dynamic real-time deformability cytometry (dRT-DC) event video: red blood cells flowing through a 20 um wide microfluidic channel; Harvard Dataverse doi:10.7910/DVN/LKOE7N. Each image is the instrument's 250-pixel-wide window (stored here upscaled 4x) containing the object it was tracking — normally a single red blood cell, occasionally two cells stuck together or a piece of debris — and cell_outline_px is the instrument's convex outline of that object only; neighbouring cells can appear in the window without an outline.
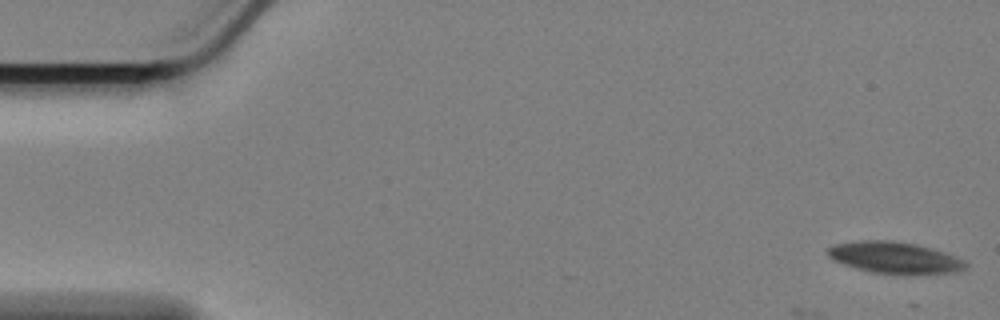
{"species": "Egyptian fruit bat (a non-hibernating species)", "species_latin": "Rousettus aegyptiacus", "temperature_condition": "cold", "stored_images_in_passage": 14, "camera_frame_rate_fps": 3000, "um_per_image_px": 0.085, "animal": {"sex": "female"}, "frame": {"image": 1, "passage_image": 1, "time_ms": 0.0, "image_size_px": [1000, 320], "cell_outline_px": [[968, 264], [964, 268], [952, 272], [872, 272], [856, 268], [832, 260], [828, 256], [828, 248], [836, 244], [860, 240], [892, 240], [916, 244], [932, 248], [944, 252], [964, 260]], "centroid_in_image_um": [75.99, 21.85], "position_along_channel_um": 9.0, "area_um2": 24.45}}